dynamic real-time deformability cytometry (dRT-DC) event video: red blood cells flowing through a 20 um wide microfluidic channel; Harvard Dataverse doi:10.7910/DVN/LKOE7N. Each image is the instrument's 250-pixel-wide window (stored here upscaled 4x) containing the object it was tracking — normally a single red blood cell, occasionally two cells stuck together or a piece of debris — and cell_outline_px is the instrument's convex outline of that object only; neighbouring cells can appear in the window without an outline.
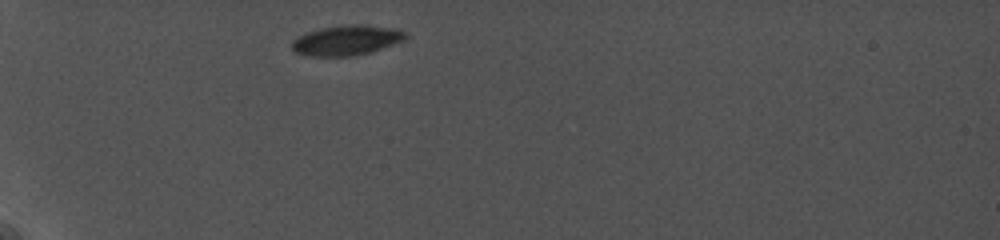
{"species": "common noctule bat (a hibernating species)", "species_latin": "Nyctalus noctula", "temperature_condition": "cold", "stored_images_in_passage": 13, "camera_frame_rate_fps": 5000, "um_per_image_px": 0.085, "animal": {"sex": "female", "body_mass_g": 19.0, "forearm_length_mm": 56.7}, "frame": {"image": 1, "passage_image": 1, "time_ms": 0.0, "image_size_px": [1000, 240], "cell_outline_px": [[408, 36], [404, 40], [372, 52], [352, 56], [308, 56], [296, 52], [292, 48], [292, 40], [308, 32], [320, 28], [344, 24], [360, 24], [396, 28], [408, 32]], "centroid_in_image_um": [29.5, 3.41], "position_along_channel_um": 55.5, "area_um2": 20.06}}